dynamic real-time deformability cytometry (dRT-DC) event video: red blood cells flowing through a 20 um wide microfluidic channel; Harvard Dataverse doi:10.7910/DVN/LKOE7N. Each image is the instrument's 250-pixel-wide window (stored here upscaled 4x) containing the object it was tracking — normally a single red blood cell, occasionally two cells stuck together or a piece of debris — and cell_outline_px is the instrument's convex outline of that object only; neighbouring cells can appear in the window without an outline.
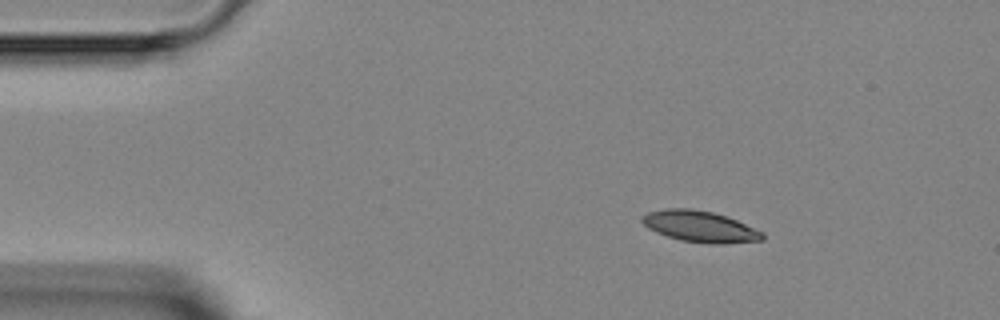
{"species": "Egyptian fruit bat (a non-hibernating species)", "species_latin": "Rousettus aegyptiacus", "temperature_condition": "room temperature", "stored_images_in_passage": 7, "camera_frame_rate_fps": 3000, "um_per_image_px": 0.085, "animal": {"sex": "female"}, "frame": {"image": 1, "passage_image": 1, "time_ms": 0.0, "image_size_px": [1000, 320], "cell_outline_px": [[764, 240], [724, 244], [712, 244], [680, 240], [656, 232], [648, 228], [640, 220], [640, 216], [648, 212], [668, 208], [692, 208], [712, 212], [736, 220], [764, 232]], "centroid_in_image_um": [59.49, 19.25], "position_along_channel_um": 25.5, "area_um2": 21.91}}
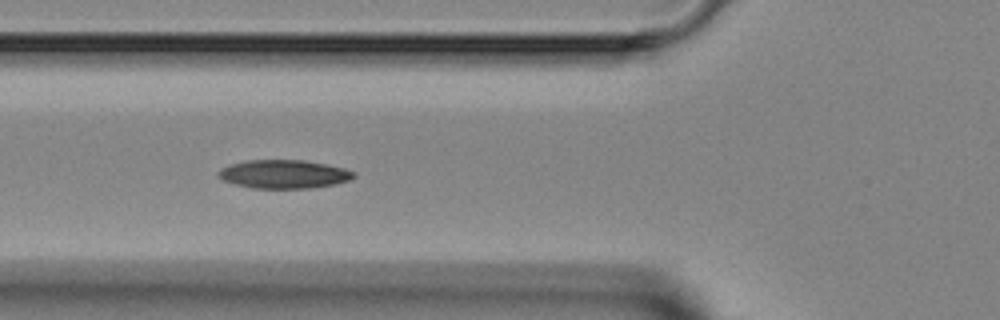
{"frame": {"image": 2, "passage_image": 4, "time_ms": 3.333, "image_size_px": [1000, 320], "cell_outline_px": [[356, 176], [348, 180], [336, 184], [312, 188], [252, 188], [236, 184], [224, 180], [216, 172], [220, 168], [228, 164], [248, 160], [304, 160], [344, 168], [356, 172]], "centroid_in_image_um": [24.13, 14.8], "position_along_channel_um": 101.7, "area_um2": 22.48}}
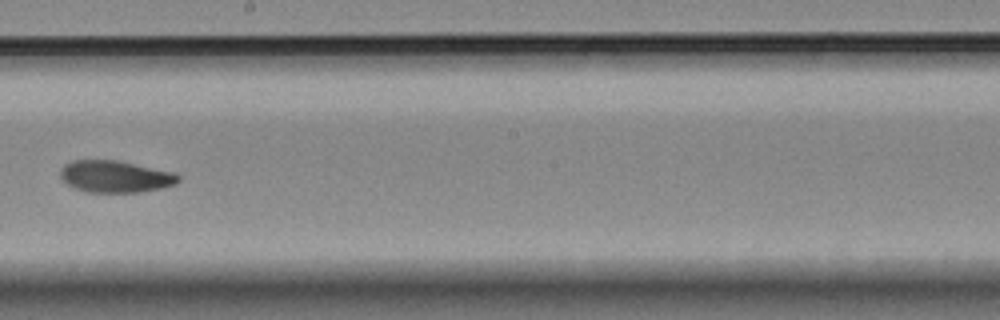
{"frame": {"image": 3, "passage_image": 7, "time_ms": 6.667, "image_size_px": [1000, 320], "cell_outline_px": [[180, 180], [176, 184], [160, 188], [140, 192], [84, 192], [68, 184], [60, 176], [60, 172], [64, 164], [72, 160], [120, 160], [176, 172], [180, 176]], "centroid_in_image_um": [9.84, 14.99], "position_along_channel_um": 238.4, "area_um2": 22.14}}